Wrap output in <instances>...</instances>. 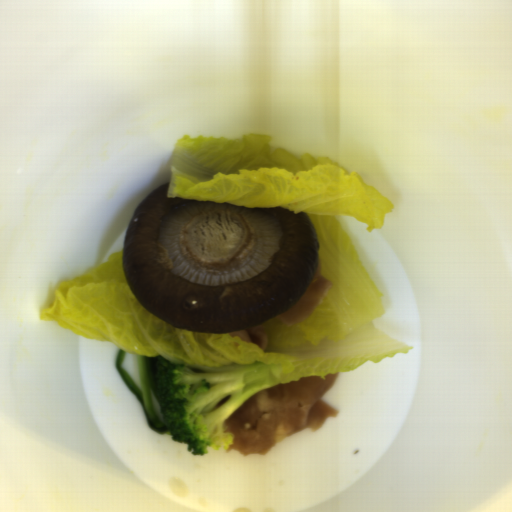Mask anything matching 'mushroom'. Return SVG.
<instances>
[{
  "mask_svg": "<svg viewBox=\"0 0 512 512\" xmlns=\"http://www.w3.org/2000/svg\"><path fill=\"white\" fill-rule=\"evenodd\" d=\"M169 181L136 206L122 271L138 303L174 328L241 332L293 307L320 245L306 212L169 197Z\"/></svg>",
  "mask_w": 512,
  "mask_h": 512,
  "instance_id": "mushroom-1",
  "label": "mushroom"
}]
</instances>
